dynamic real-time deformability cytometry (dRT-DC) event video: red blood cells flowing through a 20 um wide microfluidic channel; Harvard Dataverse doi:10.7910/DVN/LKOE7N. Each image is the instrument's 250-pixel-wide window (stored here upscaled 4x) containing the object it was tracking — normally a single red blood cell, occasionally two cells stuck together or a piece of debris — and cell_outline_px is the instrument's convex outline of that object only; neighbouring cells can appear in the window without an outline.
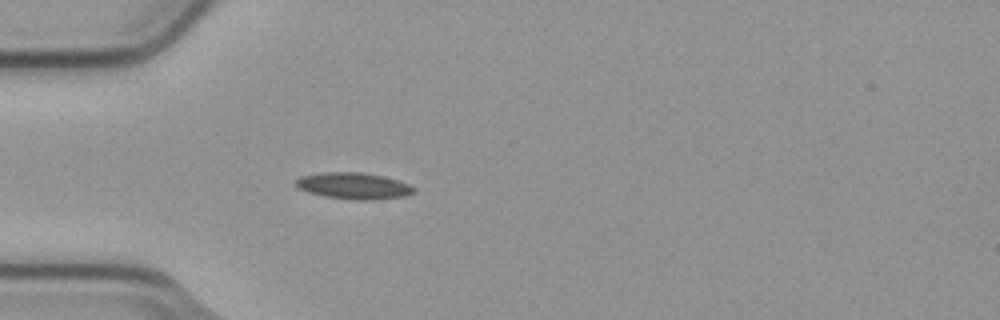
{"species": "common noctule bat (a hibernating species)", "species_latin": "Nyctalus noctula", "temperature_condition": "cold", "stored_images_in_passage": 4, "camera_frame_rate_fps": 3000, "um_per_image_px": 0.085, "animal": {"sex": "male", "body_mass_g": 23.1, "forearm_length_mm": 52.7}, "frame": {"image": 1, "passage_image": 4, "time_ms": 1.0, "image_size_px": [1000, 320], "cell_outline_px": [[416, 192], [404, 196], [372, 200], [356, 200], [324, 196], [308, 192], [292, 184], [300, 176], [320, 172], [360, 172], [384, 176], [408, 184], [416, 188]], "centroid_in_image_um": [30.04, 15.79], "position_along_channel_um": 55.0, "area_um2": 18.26}}